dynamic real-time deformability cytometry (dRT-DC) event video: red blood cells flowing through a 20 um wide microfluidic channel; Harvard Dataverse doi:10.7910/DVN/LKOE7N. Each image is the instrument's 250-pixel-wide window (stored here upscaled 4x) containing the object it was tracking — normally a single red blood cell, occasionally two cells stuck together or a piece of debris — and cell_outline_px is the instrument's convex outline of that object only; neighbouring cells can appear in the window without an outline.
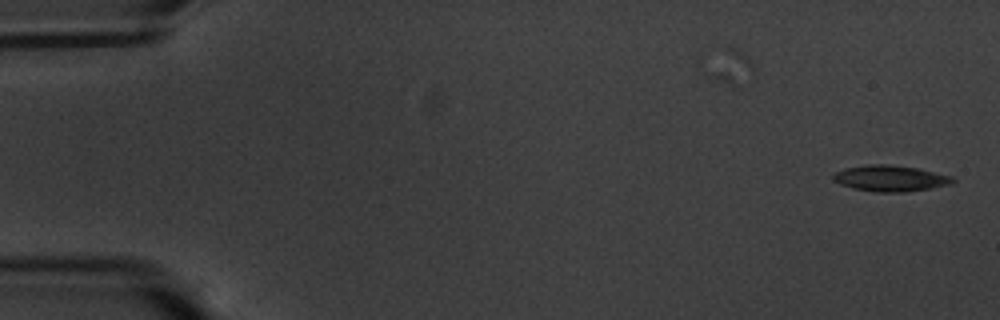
{"species": "common noctule bat (a hibernating species)", "species_latin": "Nyctalus noctula", "temperature_condition": "warm", "stored_images_in_passage": 55, "camera_frame_rate_fps": 3000, "um_per_image_px": 0.085, "animal": {"sex": "male", "body_mass_g": 20.1, "forearm_length_mm": 53.5}, "frame": {"image": 1, "passage_image": 1, "time_ms": 0.0, "image_size_px": [1000, 320], "cell_outline_px": [[956, 180], [952, 184], [904, 192], [876, 192], [852, 188], [840, 184], [832, 180], [832, 176], [836, 172], [844, 168], [868, 164], [884, 164], [916, 168], [952, 176]], "centroid_in_image_um": [75.65, 15.16], "position_along_channel_um": 9.4, "area_um2": 18.03}}
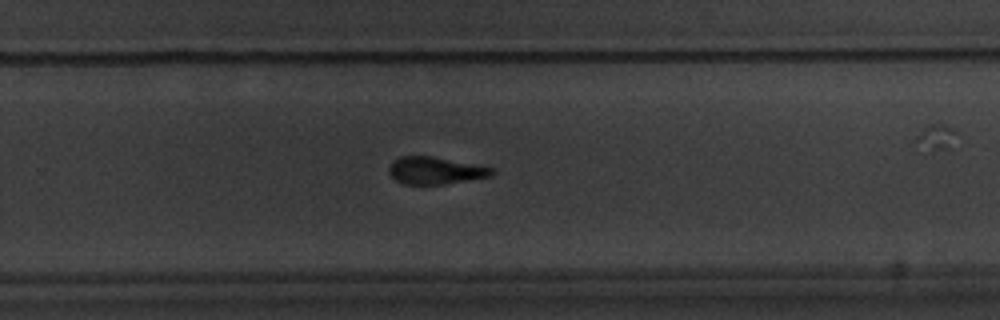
{"frame": {"image": 2, "passage_image": 37, "time_ms": 12.0, "image_size_px": [1000, 320], "cell_outline_px": [[496, 172], [492, 176], [444, 184], [404, 184], [396, 180], [388, 172], [388, 168], [400, 156], [432, 156], [496, 168]], "centroid_in_image_um": [37.06, 14.5], "position_along_channel_um": 292.7, "area_um2": 16.3}}
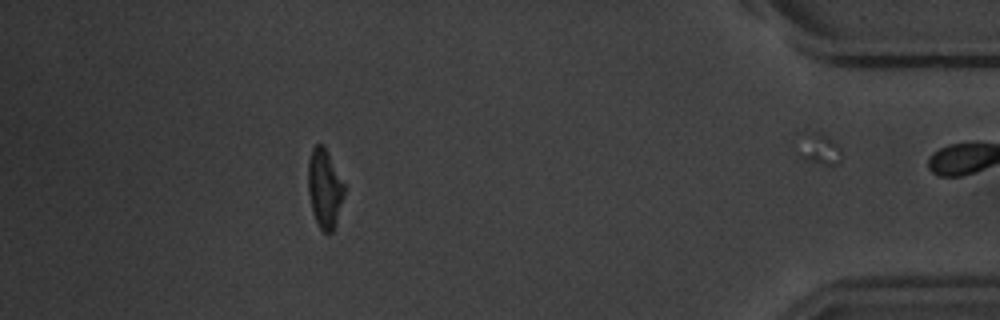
{"frame": {"image": 3, "passage_image": 51, "time_ms": 16.667, "image_size_px": [1000, 320], "cell_outline_px": [[344, 196], [336, 224], [332, 232], [324, 232], [320, 228], [312, 212], [308, 192], [308, 160], [312, 148], [316, 144], [324, 144], [344, 184]], "centroid_in_image_um": [27.58, 16.0], "position_along_channel_um": 407.6, "area_um2": 16.65}, "authors_computed_cell_mechanics": {"area_um2": 17.5712, "velocity_mm_per_s": 3.5048, "shape_relaxation_time_tau1_ms": 3.5688, "shape_relaxation_time_tau2_ms": 4.6132, "deformation_change_tau1": 0.1366, "deformation_change_tau2": 0.1182}}